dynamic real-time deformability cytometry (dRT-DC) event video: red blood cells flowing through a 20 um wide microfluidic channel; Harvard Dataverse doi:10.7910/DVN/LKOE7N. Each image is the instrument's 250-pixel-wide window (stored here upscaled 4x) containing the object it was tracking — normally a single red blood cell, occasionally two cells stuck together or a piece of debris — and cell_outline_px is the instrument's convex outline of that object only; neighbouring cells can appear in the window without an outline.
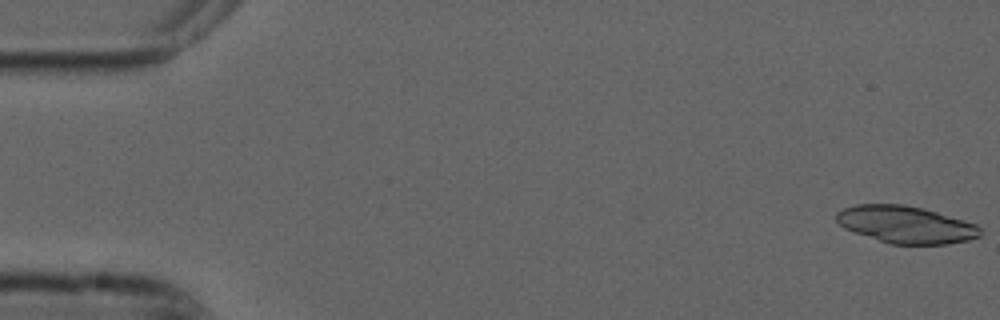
{"species": "common noctule bat (a hibernating species)", "species_latin": "Nyctalus noctula", "temperature_condition": "cold", "stored_images_in_passage": 53, "camera_frame_rate_fps": 3000, "um_per_image_px": 0.085, "animal": {"sex": "male", "forearm_length_mm": 52.5}, "frame": {"image": 1, "passage_image": 1, "time_ms": 0.0, "image_size_px": [1000, 320], "cell_outline_px": [[980, 236], [968, 240], [948, 244], [888, 244], [844, 228], [836, 220], [836, 212], [844, 208], [856, 204], [904, 204], [924, 208], [976, 224], [980, 228]], "centroid_in_image_um": [76.98, 19.08], "position_along_channel_um": 8.0, "area_um2": 31.15}}
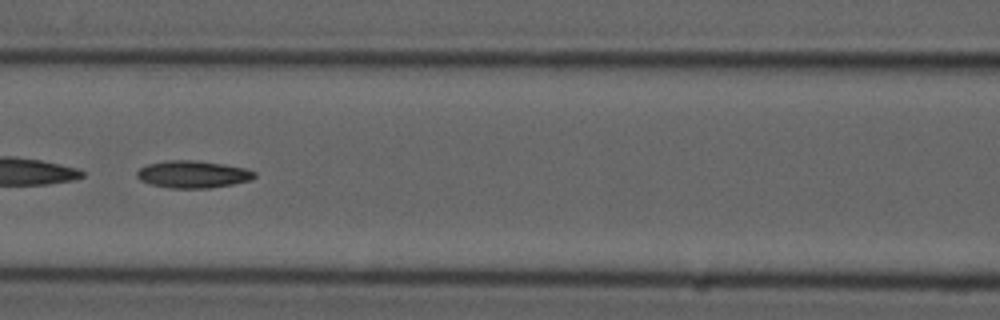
{"frame": {"image": 2, "passage_image": 24, "time_ms": 7.667, "image_size_px": [1000, 320], "cell_outline_px": [[256, 176], [252, 180], [232, 184], [208, 188], [172, 188], [152, 184], [140, 180], [136, 176], [136, 172], [140, 168], [148, 164], [168, 160], [196, 160], [244, 168], [256, 172]], "centroid_in_image_um": [16.39, 14.81], "position_along_channel_um": 150.2, "area_um2": 18.5}}
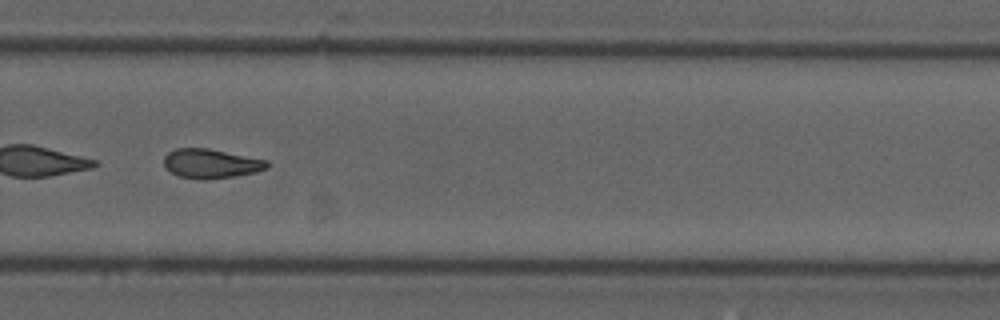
{"frame": {"image": 3, "passage_image": 37, "time_ms": 12.0, "image_size_px": [1000, 320], "cell_outline_px": [[268, 168], [256, 172], [232, 176], [200, 180], [176, 176], [164, 164], [164, 156], [168, 152], [176, 148], [208, 148], [268, 160]], "centroid_in_image_um": [17.92, 13.9], "position_along_channel_um": 311.9, "area_um2": 17.57}}